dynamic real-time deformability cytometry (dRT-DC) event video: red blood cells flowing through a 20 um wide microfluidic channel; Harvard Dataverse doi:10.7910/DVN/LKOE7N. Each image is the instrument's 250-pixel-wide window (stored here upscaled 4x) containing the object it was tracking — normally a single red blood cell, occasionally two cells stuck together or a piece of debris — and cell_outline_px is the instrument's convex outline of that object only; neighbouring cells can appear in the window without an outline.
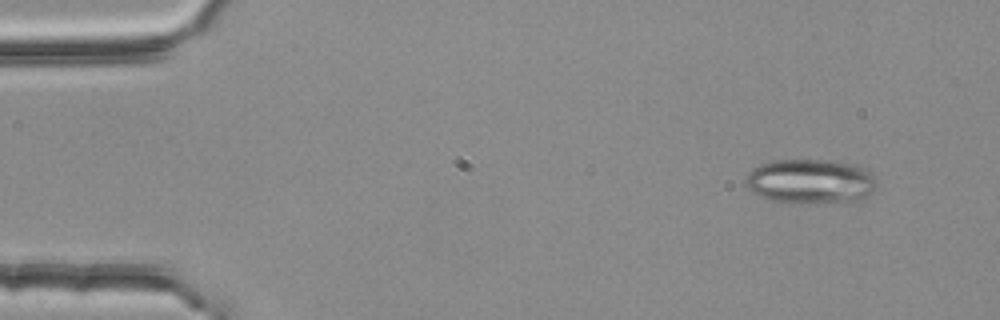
{"species": "common noctule bat (a hibernating species)", "species_latin": "Nyctalus noctula", "temperature_condition": "room temperature", "stored_images_in_passage": 3, "camera_frame_rate_fps": 3000, "um_per_image_px": 0.085, "animal": {"sex": "female", "body_mass_g": 25.1}, "frame": {"image": 1, "passage_image": 1, "time_ms": 0.0, "image_size_px": [1000, 320], "cell_outline_px": [[876, 188], [872, 192], [856, 200], [800, 204], [772, 200], [760, 196], [752, 192], [748, 188], [748, 172], [752, 168], [760, 164], [772, 160], [832, 160], [856, 164], [872, 172], [876, 180]], "centroid_in_image_um": [68.91, 15.4], "position_along_channel_um": 16.1, "area_um2": 34.1}}